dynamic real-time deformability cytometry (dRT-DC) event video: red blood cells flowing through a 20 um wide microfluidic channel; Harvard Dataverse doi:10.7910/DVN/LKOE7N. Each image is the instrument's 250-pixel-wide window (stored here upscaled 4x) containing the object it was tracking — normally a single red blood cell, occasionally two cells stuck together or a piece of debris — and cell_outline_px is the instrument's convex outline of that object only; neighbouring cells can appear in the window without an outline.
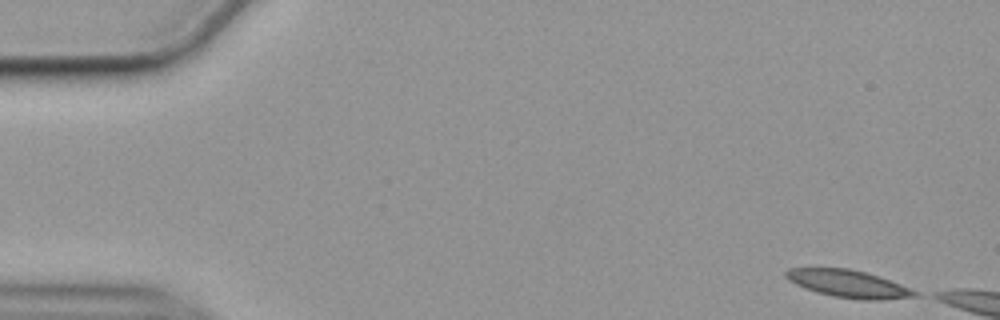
{"species": "common noctule bat (a hibernating species)", "species_latin": "Nyctalus noctula", "temperature_condition": "cold", "stored_images_in_passage": 11, "camera_frame_rate_fps": 3000, "um_per_image_px": 0.085, "animal": {"sex": "female", "body_mass_g": 19.9}, "frame": {"image": 1, "passage_image": 1, "time_ms": 0.0, "image_size_px": [1000, 320], "cell_outline_px": [[920, 296], [880, 300], [860, 300], [832, 296], [816, 292], [796, 284], [788, 280], [784, 276], [784, 272], [788, 268], [848, 268], [864, 272], [900, 284], [920, 292]], "centroid_in_image_um": [72.11, 24.13], "position_along_channel_um": 12.9, "area_um2": 20.58}}